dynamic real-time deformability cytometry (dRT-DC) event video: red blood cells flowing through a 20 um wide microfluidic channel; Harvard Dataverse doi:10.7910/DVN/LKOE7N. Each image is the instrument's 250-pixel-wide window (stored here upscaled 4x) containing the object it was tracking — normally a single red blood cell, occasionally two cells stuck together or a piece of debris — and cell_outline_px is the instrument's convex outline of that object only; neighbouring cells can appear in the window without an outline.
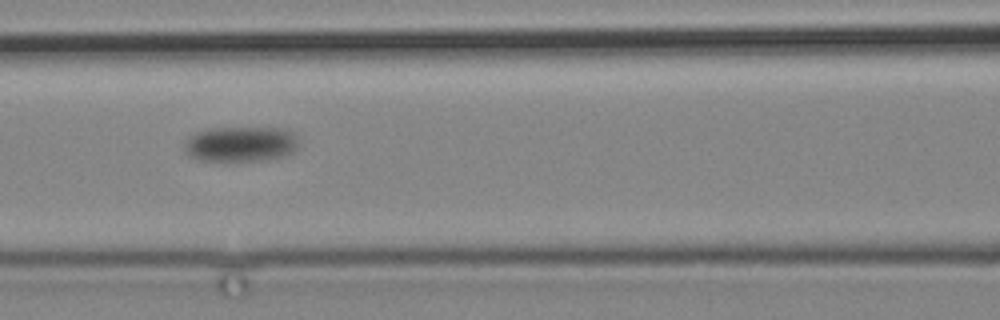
{"species": "common noctule bat (a hibernating species)", "species_latin": "Nyctalus noctula", "temperature_condition": "cold", "stored_images_in_passage": 6, "camera_frame_rate_fps": 3000, "um_per_image_px": 0.085, "animal": {"sex": "male", "body_mass_g": 19.2, "forearm_length_mm": 51.8}, "frame": {"image": 1, "passage_image": 5, "time_ms": 5.667, "image_size_px": [1000, 320], "cell_outline_px": [[300, 144], [292, 152], [284, 156], [256, 160], [200, 160], [188, 156], [184, 152], [184, 140], [196, 132], [208, 128], [288, 128], [296, 132], [300, 140]], "centroid_in_image_um": [20.49, 12.22], "position_along_channel_um": 146.1, "area_um2": 23.81}}